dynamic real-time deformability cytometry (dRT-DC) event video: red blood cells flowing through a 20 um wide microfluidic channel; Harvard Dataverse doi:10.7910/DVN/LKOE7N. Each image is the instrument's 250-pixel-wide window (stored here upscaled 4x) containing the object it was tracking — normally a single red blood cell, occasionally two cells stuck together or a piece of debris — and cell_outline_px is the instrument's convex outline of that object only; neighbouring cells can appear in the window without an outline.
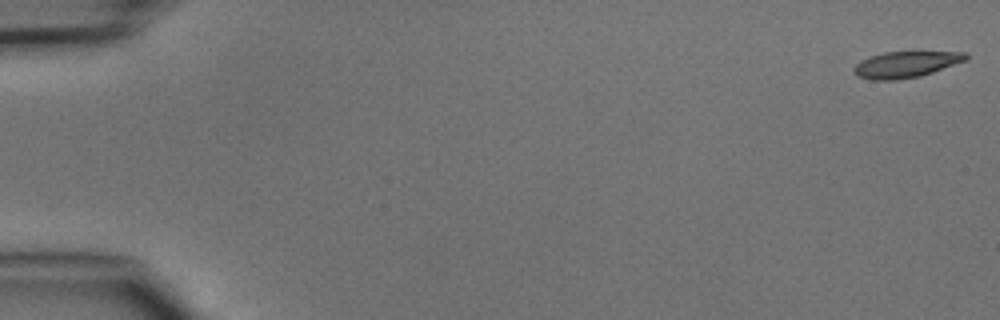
{"species": "common noctule bat (a hibernating species)", "species_latin": "Nyctalus noctula", "temperature_condition": "cold", "stored_images_in_passage": 12, "camera_frame_rate_fps": 3000, "um_per_image_px": 0.085, "animal": {"sex": "male", "body_mass_g": 15.6}, "frame": {"image": 1, "passage_image": 1, "time_ms": 0.0, "image_size_px": [1000, 320], "cell_outline_px": [[968, 60], [920, 76], [896, 80], [872, 80], [856, 76], [852, 72], [852, 68], [860, 60], [868, 56], [884, 52], [968, 52]], "centroid_in_image_um": [76.95, 5.48], "position_along_channel_um": 8.0, "area_um2": 17.28}}